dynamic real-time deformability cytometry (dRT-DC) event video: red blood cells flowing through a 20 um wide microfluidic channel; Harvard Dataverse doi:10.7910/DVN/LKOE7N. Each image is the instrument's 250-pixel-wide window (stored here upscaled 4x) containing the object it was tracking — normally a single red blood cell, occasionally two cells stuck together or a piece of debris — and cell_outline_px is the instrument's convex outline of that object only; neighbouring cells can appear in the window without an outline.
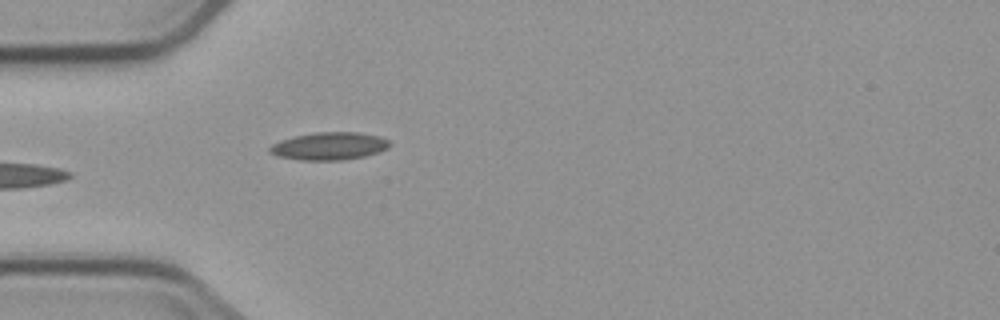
{"species": "common noctule bat (a hibernating species)", "species_latin": "Nyctalus noctula", "temperature_condition": "cold", "stored_images_in_passage": 5, "camera_frame_rate_fps": 3000, "um_per_image_px": 0.085, "animal": {"sex": "male", "body_mass_g": 23.1, "forearm_length_mm": 52.7}, "frame": {"image": 1, "passage_image": 5, "time_ms": 5.667, "image_size_px": [1000, 320], "cell_outline_px": [[392, 144], [388, 148], [380, 152], [364, 156], [340, 160], [300, 160], [276, 156], [268, 152], [268, 148], [272, 144], [280, 140], [296, 136], [316, 132], [360, 132], [380, 136], [388, 140]], "centroid_in_image_um": [27.99, 12.41], "position_along_channel_um": 57.0, "area_um2": 19.48}}